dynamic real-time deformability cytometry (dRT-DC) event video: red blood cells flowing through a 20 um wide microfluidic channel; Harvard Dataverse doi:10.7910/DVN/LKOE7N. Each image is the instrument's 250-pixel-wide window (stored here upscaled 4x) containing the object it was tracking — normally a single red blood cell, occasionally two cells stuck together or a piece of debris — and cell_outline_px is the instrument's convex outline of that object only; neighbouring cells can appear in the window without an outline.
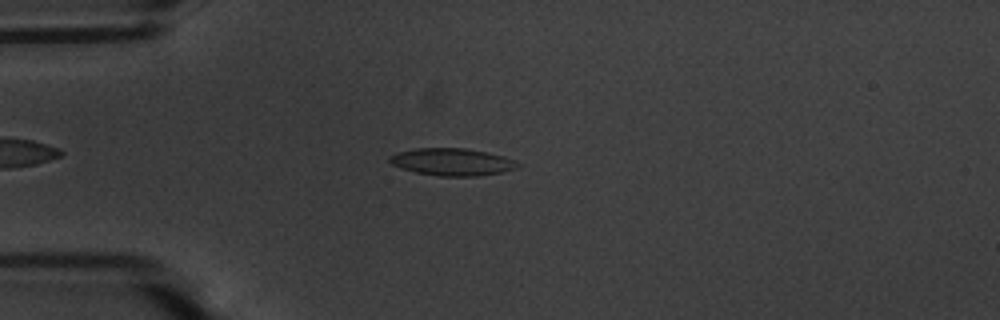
{"species": "common noctule bat (a hibernating species)", "species_latin": "Nyctalus noctula", "temperature_condition": "warm", "stored_images_in_passage": 47, "camera_frame_rate_fps": 3000, "um_per_image_px": 0.085, "animal": {"sex": "male", "body_mass_g": 20.1, "forearm_length_mm": 53.5}, "frame": {"image": 1, "passage_image": 10, "time_ms": 3.0, "image_size_px": [1000, 320], "cell_outline_px": [[520, 164], [516, 168], [500, 172], [476, 176], [440, 176], [416, 172], [400, 168], [392, 164], [388, 160], [388, 156], [396, 152], [416, 148], [464, 148], [504, 156], [516, 160]], "centroid_in_image_um": [38.39, 13.76], "position_along_channel_um": 46.6, "area_um2": 20.29}}
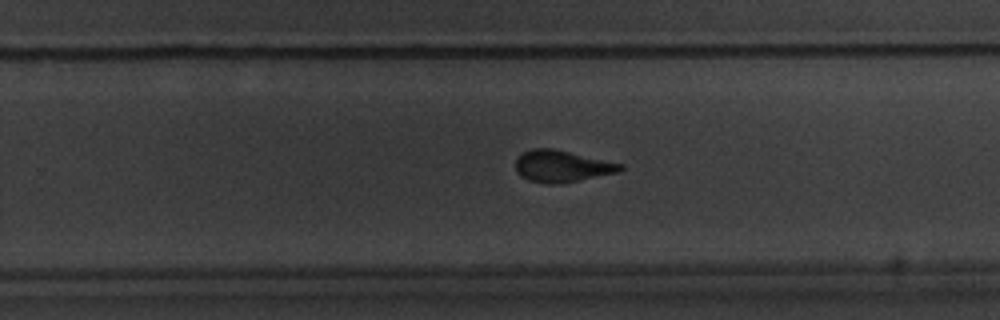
{"frame": {"image": 2, "passage_image": 31, "time_ms": 10.0, "image_size_px": [1000, 320], "cell_outline_px": [[624, 168], [620, 172], [560, 184], [548, 184], [528, 180], [520, 176], [516, 172], [516, 160], [524, 152], [532, 148], [552, 148], [624, 164]], "centroid_in_image_um": [47.78, 14.14], "position_along_channel_um": 282.0, "area_um2": 19.42}}
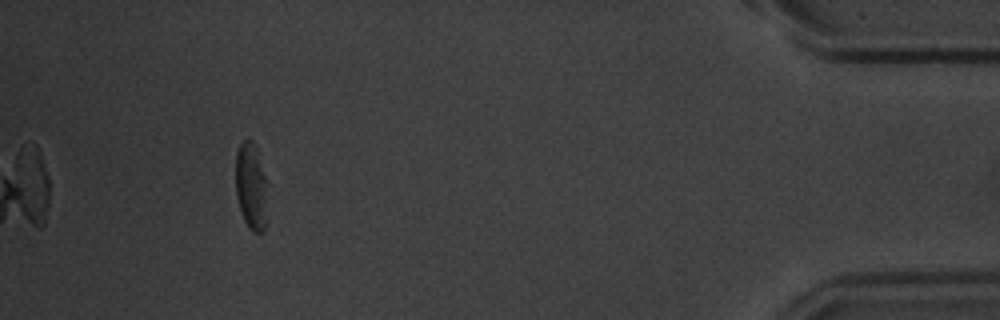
{"frame": {"image": 3, "passage_image": 47, "time_ms": 15.333, "image_size_px": [1000, 320], "cell_outline_px": [[268, 220], [264, 232], [252, 232], [248, 228], [244, 220], [236, 196], [236, 152], [240, 144], [244, 140], [252, 140], [256, 144], [264, 176]], "centroid_in_image_um": [21.35, 15.89], "position_along_channel_um": 413.9, "area_um2": 16.24}, "authors_computed_cell_mechanics": {"area_um2": 19.7676, "velocity_mm_per_s": 3.6052, "shape_relaxation_time_tau1_ms": 3.8779, "shape_relaxation_time_tau2_ms": 1.6894, "deformation_change_tau1": 0.1348, "deformation_change_tau2": 0.0869}}